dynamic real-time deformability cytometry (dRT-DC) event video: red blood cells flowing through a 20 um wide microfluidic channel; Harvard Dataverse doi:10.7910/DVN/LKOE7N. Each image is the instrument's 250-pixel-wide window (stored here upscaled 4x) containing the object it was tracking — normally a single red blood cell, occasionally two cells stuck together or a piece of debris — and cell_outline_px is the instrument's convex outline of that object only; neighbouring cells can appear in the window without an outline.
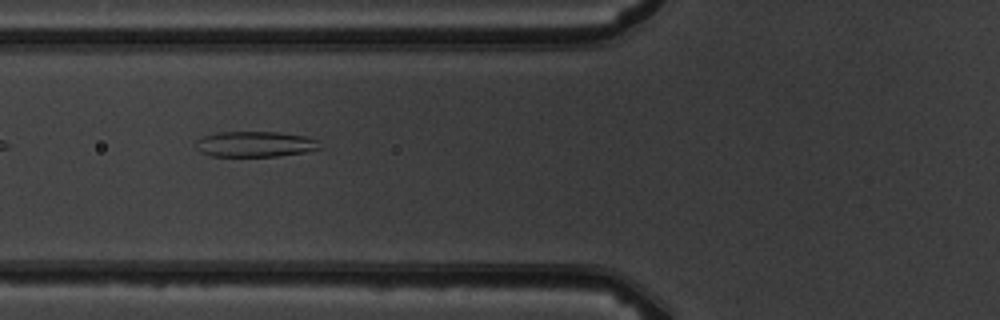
{"species": "common noctule bat (a hibernating species)", "species_latin": "Nyctalus noctula", "temperature_condition": "warm", "stored_images_in_passage": 10, "camera_frame_rate_fps": 3000, "um_per_image_px": 0.085, "animal": {"sex": "male", "body_mass_g": 19.5, "forearm_length_mm": 54.6}, "frame": {"image": 1, "passage_image": 7, "time_ms": 6.667, "image_size_px": [1000, 320], "cell_outline_px": [[324, 148], [304, 152], [276, 156], [212, 156], [200, 152], [196, 148], [196, 140], [204, 136], [216, 132], [276, 132], [304, 136], [316, 140]], "centroid_in_image_um": [21.67, 12.25], "position_along_channel_um": 104.1, "area_um2": 18.44}}
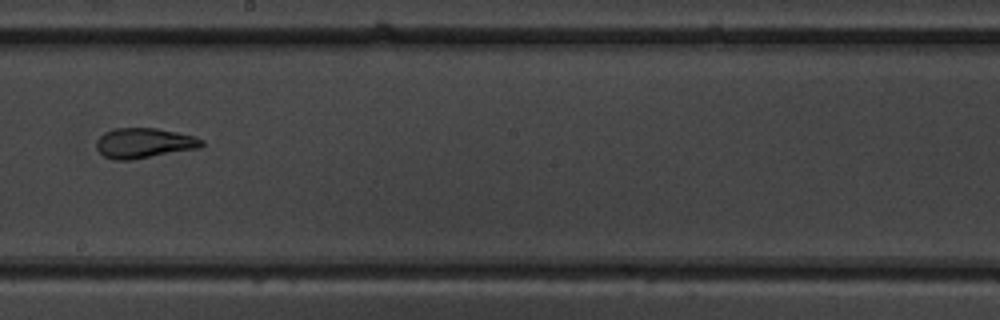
{"frame": {"image": 2, "passage_image": 10, "time_ms": 10.0, "image_size_px": [1000, 320], "cell_outline_px": [[204, 144], [200, 148], [132, 160], [116, 160], [104, 156], [96, 148], [96, 140], [104, 132], [112, 128], [156, 128], [196, 136], [204, 140]], "centroid_in_image_um": [12.25, 12.16], "position_along_channel_um": 235.9, "area_um2": 18.67}}